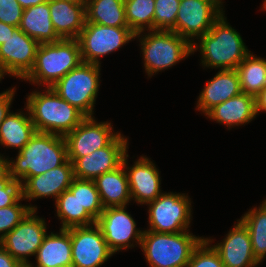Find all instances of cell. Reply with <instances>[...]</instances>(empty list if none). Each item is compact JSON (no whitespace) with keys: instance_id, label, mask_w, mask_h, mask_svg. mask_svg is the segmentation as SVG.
<instances>
[{"instance_id":"14","label":"cell","mask_w":266,"mask_h":267,"mask_svg":"<svg viewBox=\"0 0 266 267\" xmlns=\"http://www.w3.org/2000/svg\"><path fill=\"white\" fill-rule=\"evenodd\" d=\"M223 13L206 0H180L175 33L191 44L206 34Z\"/></svg>"},{"instance_id":"22","label":"cell","mask_w":266,"mask_h":267,"mask_svg":"<svg viewBox=\"0 0 266 267\" xmlns=\"http://www.w3.org/2000/svg\"><path fill=\"white\" fill-rule=\"evenodd\" d=\"M205 115L211 120L226 125L228 129L249 123L256 117L255 98L241 92L214 106Z\"/></svg>"},{"instance_id":"45","label":"cell","mask_w":266,"mask_h":267,"mask_svg":"<svg viewBox=\"0 0 266 267\" xmlns=\"http://www.w3.org/2000/svg\"><path fill=\"white\" fill-rule=\"evenodd\" d=\"M262 6H263L262 9H263V10H266V0H264V3H263Z\"/></svg>"},{"instance_id":"35","label":"cell","mask_w":266,"mask_h":267,"mask_svg":"<svg viewBox=\"0 0 266 267\" xmlns=\"http://www.w3.org/2000/svg\"><path fill=\"white\" fill-rule=\"evenodd\" d=\"M213 240L203 238L193 250L186 267H224L217 251L209 244Z\"/></svg>"},{"instance_id":"43","label":"cell","mask_w":266,"mask_h":267,"mask_svg":"<svg viewBox=\"0 0 266 267\" xmlns=\"http://www.w3.org/2000/svg\"><path fill=\"white\" fill-rule=\"evenodd\" d=\"M23 9L42 4L47 2L48 0H17Z\"/></svg>"},{"instance_id":"44","label":"cell","mask_w":266,"mask_h":267,"mask_svg":"<svg viewBox=\"0 0 266 267\" xmlns=\"http://www.w3.org/2000/svg\"><path fill=\"white\" fill-rule=\"evenodd\" d=\"M206 1L214 4L222 13L224 12L223 8H221L222 7V3H223L222 0H206Z\"/></svg>"},{"instance_id":"28","label":"cell","mask_w":266,"mask_h":267,"mask_svg":"<svg viewBox=\"0 0 266 267\" xmlns=\"http://www.w3.org/2000/svg\"><path fill=\"white\" fill-rule=\"evenodd\" d=\"M236 70L243 93L255 98L266 86V59L256 57L250 52Z\"/></svg>"},{"instance_id":"10","label":"cell","mask_w":266,"mask_h":267,"mask_svg":"<svg viewBox=\"0 0 266 267\" xmlns=\"http://www.w3.org/2000/svg\"><path fill=\"white\" fill-rule=\"evenodd\" d=\"M35 214H37L36 210H31L11 232L0 240V245L24 267L30 265L27 258L36 255L47 235L45 220Z\"/></svg>"},{"instance_id":"40","label":"cell","mask_w":266,"mask_h":267,"mask_svg":"<svg viewBox=\"0 0 266 267\" xmlns=\"http://www.w3.org/2000/svg\"><path fill=\"white\" fill-rule=\"evenodd\" d=\"M255 111L256 115H258L259 112L266 111V86L255 97Z\"/></svg>"},{"instance_id":"31","label":"cell","mask_w":266,"mask_h":267,"mask_svg":"<svg viewBox=\"0 0 266 267\" xmlns=\"http://www.w3.org/2000/svg\"><path fill=\"white\" fill-rule=\"evenodd\" d=\"M154 4L155 0H124L126 21L135 38H139L145 29L153 30Z\"/></svg>"},{"instance_id":"38","label":"cell","mask_w":266,"mask_h":267,"mask_svg":"<svg viewBox=\"0 0 266 267\" xmlns=\"http://www.w3.org/2000/svg\"><path fill=\"white\" fill-rule=\"evenodd\" d=\"M16 88L0 93V124L4 121L6 116L10 113V106L15 94Z\"/></svg>"},{"instance_id":"2","label":"cell","mask_w":266,"mask_h":267,"mask_svg":"<svg viewBox=\"0 0 266 267\" xmlns=\"http://www.w3.org/2000/svg\"><path fill=\"white\" fill-rule=\"evenodd\" d=\"M224 17L223 13L211 29L199 38V43L192 44L193 54L199 47L204 68L237 69L250 52L240 33L232 28Z\"/></svg>"},{"instance_id":"8","label":"cell","mask_w":266,"mask_h":267,"mask_svg":"<svg viewBox=\"0 0 266 267\" xmlns=\"http://www.w3.org/2000/svg\"><path fill=\"white\" fill-rule=\"evenodd\" d=\"M191 200L180 193H162L149 205L148 231L156 233H179L187 230L191 220Z\"/></svg>"},{"instance_id":"5","label":"cell","mask_w":266,"mask_h":267,"mask_svg":"<svg viewBox=\"0 0 266 267\" xmlns=\"http://www.w3.org/2000/svg\"><path fill=\"white\" fill-rule=\"evenodd\" d=\"M203 238L188 231L156 233L144 230L140 247L150 267H186Z\"/></svg>"},{"instance_id":"13","label":"cell","mask_w":266,"mask_h":267,"mask_svg":"<svg viewBox=\"0 0 266 267\" xmlns=\"http://www.w3.org/2000/svg\"><path fill=\"white\" fill-rule=\"evenodd\" d=\"M40 43L19 27L0 45V71L23 79L33 68Z\"/></svg>"},{"instance_id":"21","label":"cell","mask_w":266,"mask_h":267,"mask_svg":"<svg viewBox=\"0 0 266 267\" xmlns=\"http://www.w3.org/2000/svg\"><path fill=\"white\" fill-rule=\"evenodd\" d=\"M240 77L236 69H222L206 83L201 91L197 109L206 114L214 106L241 93Z\"/></svg>"},{"instance_id":"3","label":"cell","mask_w":266,"mask_h":267,"mask_svg":"<svg viewBox=\"0 0 266 267\" xmlns=\"http://www.w3.org/2000/svg\"><path fill=\"white\" fill-rule=\"evenodd\" d=\"M45 92L33 91L26 106L37 132L65 136L73 131L86 116L75 106L62 99L52 87Z\"/></svg>"},{"instance_id":"9","label":"cell","mask_w":266,"mask_h":267,"mask_svg":"<svg viewBox=\"0 0 266 267\" xmlns=\"http://www.w3.org/2000/svg\"><path fill=\"white\" fill-rule=\"evenodd\" d=\"M135 38L129 27H111L85 22L77 38L82 62L100 65V57L105 56Z\"/></svg>"},{"instance_id":"37","label":"cell","mask_w":266,"mask_h":267,"mask_svg":"<svg viewBox=\"0 0 266 267\" xmlns=\"http://www.w3.org/2000/svg\"><path fill=\"white\" fill-rule=\"evenodd\" d=\"M22 197L21 183L10 178L0 184V208L15 204Z\"/></svg>"},{"instance_id":"29","label":"cell","mask_w":266,"mask_h":267,"mask_svg":"<svg viewBox=\"0 0 266 267\" xmlns=\"http://www.w3.org/2000/svg\"><path fill=\"white\" fill-rule=\"evenodd\" d=\"M56 213L61 220V229L71 227L88 226L96 223V220L81 207L77 196L69 189L65 190L55 201Z\"/></svg>"},{"instance_id":"24","label":"cell","mask_w":266,"mask_h":267,"mask_svg":"<svg viewBox=\"0 0 266 267\" xmlns=\"http://www.w3.org/2000/svg\"><path fill=\"white\" fill-rule=\"evenodd\" d=\"M93 181L104 208L126 206L131 201L128 177L123 164Z\"/></svg>"},{"instance_id":"33","label":"cell","mask_w":266,"mask_h":267,"mask_svg":"<svg viewBox=\"0 0 266 267\" xmlns=\"http://www.w3.org/2000/svg\"><path fill=\"white\" fill-rule=\"evenodd\" d=\"M180 0H155L153 30L175 32Z\"/></svg>"},{"instance_id":"19","label":"cell","mask_w":266,"mask_h":267,"mask_svg":"<svg viewBox=\"0 0 266 267\" xmlns=\"http://www.w3.org/2000/svg\"><path fill=\"white\" fill-rule=\"evenodd\" d=\"M222 241L212 247L219 254L224 267H255L260 264L254 257L248 229L240 220Z\"/></svg>"},{"instance_id":"16","label":"cell","mask_w":266,"mask_h":267,"mask_svg":"<svg viewBox=\"0 0 266 267\" xmlns=\"http://www.w3.org/2000/svg\"><path fill=\"white\" fill-rule=\"evenodd\" d=\"M113 132L108 121L98 123L94 116L86 117L73 131L64 136L67 157H84L108 146L120 134Z\"/></svg>"},{"instance_id":"34","label":"cell","mask_w":266,"mask_h":267,"mask_svg":"<svg viewBox=\"0 0 266 267\" xmlns=\"http://www.w3.org/2000/svg\"><path fill=\"white\" fill-rule=\"evenodd\" d=\"M23 200L21 197L15 204L0 208V240L11 232L31 210H37L33 205H22L19 201Z\"/></svg>"},{"instance_id":"12","label":"cell","mask_w":266,"mask_h":267,"mask_svg":"<svg viewBox=\"0 0 266 267\" xmlns=\"http://www.w3.org/2000/svg\"><path fill=\"white\" fill-rule=\"evenodd\" d=\"M108 247L113 253L141 244L143 230L136 229L135 220L126 212V206L106 207L96 220Z\"/></svg>"},{"instance_id":"39","label":"cell","mask_w":266,"mask_h":267,"mask_svg":"<svg viewBox=\"0 0 266 267\" xmlns=\"http://www.w3.org/2000/svg\"><path fill=\"white\" fill-rule=\"evenodd\" d=\"M0 267H24L0 245Z\"/></svg>"},{"instance_id":"32","label":"cell","mask_w":266,"mask_h":267,"mask_svg":"<svg viewBox=\"0 0 266 267\" xmlns=\"http://www.w3.org/2000/svg\"><path fill=\"white\" fill-rule=\"evenodd\" d=\"M69 190L77 196L81 207H84L95 220L100 217L104 207L93 180L74 178Z\"/></svg>"},{"instance_id":"26","label":"cell","mask_w":266,"mask_h":267,"mask_svg":"<svg viewBox=\"0 0 266 267\" xmlns=\"http://www.w3.org/2000/svg\"><path fill=\"white\" fill-rule=\"evenodd\" d=\"M27 115L23 112H10L0 124V144L15 148L19 151L27 145L37 132L31 120L29 110ZM28 116V117H27Z\"/></svg>"},{"instance_id":"36","label":"cell","mask_w":266,"mask_h":267,"mask_svg":"<svg viewBox=\"0 0 266 267\" xmlns=\"http://www.w3.org/2000/svg\"><path fill=\"white\" fill-rule=\"evenodd\" d=\"M24 9L17 0H0V21L19 27Z\"/></svg>"},{"instance_id":"17","label":"cell","mask_w":266,"mask_h":267,"mask_svg":"<svg viewBox=\"0 0 266 267\" xmlns=\"http://www.w3.org/2000/svg\"><path fill=\"white\" fill-rule=\"evenodd\" d=\"M128 156L126 153L122 164L128 177L131 200L141 205L154 201L163 193L160 189L161 180L156 165L148 157L141 156L129 168Z\"/></svg>"},{"instance_id":"25","label":"cell","mask_w":266,"mask_h":267,"mask_svg":"<svg viewBox=\"0 0 266 267\" xmlns=\"http://www.w3.org/2000/svg\"><path fill=\"white\" fill-rule=\"evenodd\" d=\"M19 28L39 43L60 40L51 21L49 0L24 9Z\"/></svg>"},{"instance_id":"6","label":"cell","mask_w":266,"mask_h":267,"mask_svg":"<svg viewBox=\"0 0 266 267\" xmlns=\"http://www.w3.org/2000/svg\"><path fill=\"white\" fill-rule=\"evenodd\" d=\"M139 40L144 67L150 77L193 53L192 44L173 31L151 30Z\"/></svg>"},{"instance_id":"18","label":"cell","mask_w":266,"mask_h":267,"mask_svg":"<svg viewBox=\"0 0 266 267\" xmlns=\"http://www.w3.org/2000/svg\"><path fill=\"white\" fill-rule=\"evenodd\" d=\"M74 178L73 164L67 159L61 166L44 174L26 178L21 183L22 197L29 201L51 196L56 200L69 189Z\"/></svg>"},{"instance_id":"30","label":"cell","mask_w":266,"mask_h":267,"mask_svg":"<svg viewBox=\"0 0 266 267\" xmlns=\"http://www.w3.org/2000/svg\"><path fill=\"white\" fill-rule=\"evenodd\" d=\"M258 208L250 209L239 220L248 229L254 257L261 263L266 256V203L263 201Z\"/></svg>"},{"instance_id":"20","label":"cell","mask_w":266,"mask_h":267,"mask_svg":"<svg viewBox=\"0 0 266 267\" xmlns=\"http://www.w3.org/2000/svg\"><path fill=\"white\" fill-rule=\"evenodd\" d=\"M51 21L60 39H77L86 22L85 1L49 0Z\"/></svg>"},{"instance_id":"7","label":"cell","mask_w":266,"mask_h":267,"mask_svg":"<svg viewBox=\"0 0 266 267\" xmlns=\"http://www.w3.org/2000/svg\"><path fill=\"white\" fill-rule=\"evenodd\" d=\"M100 65L82 62L62 77L52 88L86 117H93L100 86Z\"/></svg>"},{"instance_id":"11","label":"cell","mask_w":266,"mask_h":267,"mask_svg":"<svg viewBox=\"0 0 266 267\" xmlns=\"http://www.w3.org/2000/svg\"><path fill=\"white\" fill-rule=\"evenodd\" d=\"M70 239L72 267H100L114 254L96 223L71 227Z\"/></svg>"},{"instance_id":"41","label":"cell","mask_w":266,"mask_h":267,"mask_svg":"<svg viewBox=\"0 0 266 267\" xmlns=\"http://www.w3.org/2000/svg\"><path fill=\"white\" fill-rule=\"evenodd\" d=\"M10 179L8 158L0 154V184L7 182Z\"/></svg>"},{"instance_id":"46","label":"cell","mask_w":266,"mask_h":267,"mask_svg":"<svg viewBox=\"0 0 266 267\" xmlns=\"http://www.w3.org/2000/svg\"><path fill=\"white\" fill-rule=\"evenodd\" d=\"M3 74H2V72L0 71V81H1V79L3 78Z\"/></svg>"},{"instance_id":"27","label":"cell","mask_w":266,"mask_h":267,"mask_svg":"<svg viewBox=\"0 0 266 267\" xmlns=\"http://www.w3.org/2000/svg\"><path fill=\"white\" fill-rule=\"evenodd\" d=\"M86 21L103 26L128 27L124 0H85Z\"/></svg>"},{"instance_id":"15","label":"cell","mask_w":266,"mask_h":267,"mask_svg":"<svg viewBox=\"0 0 266 267\" xmlns=\"http://www.w3.org/2000/svg\"><path fill=\"white\" fill-rule=\"evenodd\" d=\"M128 139L121 133L106 147L84 157H67L73 164L74 176L94 180L96 177L118 168L127 153Z\"/></svg>"},{"instance_id":"4","label":"cell","mask_w":266,"mask_h":267,"mask_svg":"<svg viewBox=\"0 0 266 267\" xmlns=\"http://www.w3.org/2000/svg\"><path fill=\"white\" fill-rule=\"evenodd\" d=\"M82 63L77 39H60L56 42L40 43L33 68L22 79L32 84L52 87L72 69Z\"/></svg>"},{"instance_id":"23","label":"cell","mask_w":266,"mask_h":267,"mask_svg":"<svg viewBox=\"0 0 266 267\" xmlns=\"http://www.w3.org/2000/svg\"><path fill=\"white\" fill-rule=\"evenodd\" d=\"M70 228L46 235L36 252L35 267H72ZM28 267L32 266V263Z\"/></svg>"},{"instance_id":"42","label":"cell","mask_w":266,"mask_h":267,"mask_svg":"<svg viewBox=\"0 0 266 267\" xmlns=\"http://www.w3.org/2000/svg\"><path fill=\"white\" fill-rule=\"evenodd\" d=\"M18 27L0 21V45L3 44Z\"/></svg>"},{"instance_id":"1","label":"cell","mask_w":266,"mask_h":267,"mask_svg":"<svg viewBox=\"0 0 266 267\" xmlns=\"http://www.w3.org/2000/svg\"><path fill=\"white\" fill-rule=\"evenodd\" d=\"M64 136L36 132L25 147L18 151L16 160H8L10 178L22 183L61 166L67 160Z\"/></svg>"}]
</instances>
